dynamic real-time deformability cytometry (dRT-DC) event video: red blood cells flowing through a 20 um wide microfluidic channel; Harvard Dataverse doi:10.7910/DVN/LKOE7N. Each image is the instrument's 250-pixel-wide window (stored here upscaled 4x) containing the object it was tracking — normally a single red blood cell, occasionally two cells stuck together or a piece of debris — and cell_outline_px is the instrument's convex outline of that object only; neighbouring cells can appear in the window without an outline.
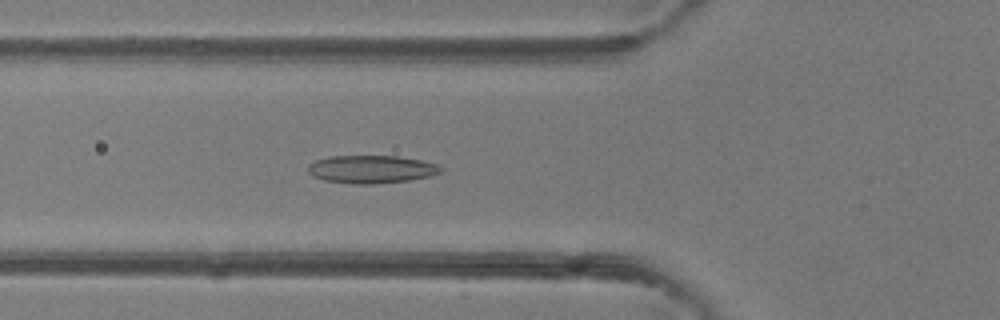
{"species": "common noctule bat (a hibernating species)", "species_latin": "Nyctalus noctula", "temperature_condition": "room temperature", "stored_images_in_passage": 49, "camera_frame_rate_fps": 3000, "um_per_image_px": 0.085, "animal": {"sex": "female"}, "frame": {"image": 1, "passage_image": 18, "time_ms": 5.667, "image_size_px": [1000, 320], "cell_outline_px": [[444, 168], [440, 172], [432, 176], [408, 180], [372, 184], [352, 184], [324, 180], [312, 176], [308, 172], [308, 164], [316, 160], [328, 156], [396, 156], [420, 160], [436, 164]], "centroid_in_image_um": [31.54, 14.39], "position_along_channel_um": 94.3, "area_um2": 21.62}}
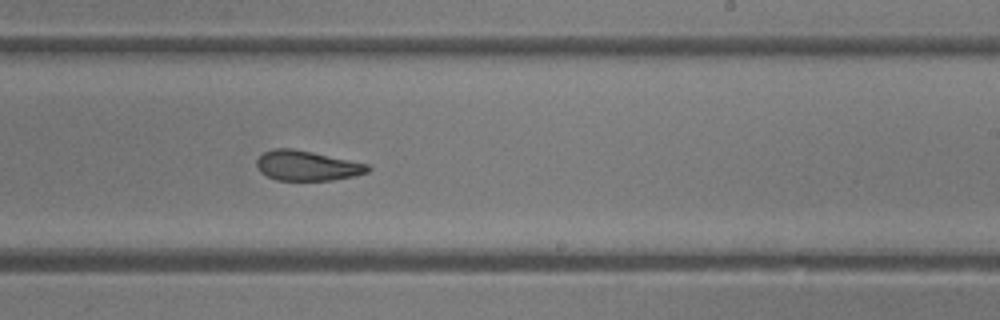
{"frame": {"image": 2, "passage_image": 30, "time_ms": 9.667, "image_size_px": [1000, 320], "cell_outline_px": [[372, 168], [368, 172], [356, 176], [332, 180], [276, 180], [260, 172], [256, 164], [256, 160], [264, 152], [276, 148], [292, 148], [312, 152], [368, 164]], "centroid_in_image_um": [26.11, 14.09], "position_along_channel_um": 262.9, "area_um2": 19.36}}
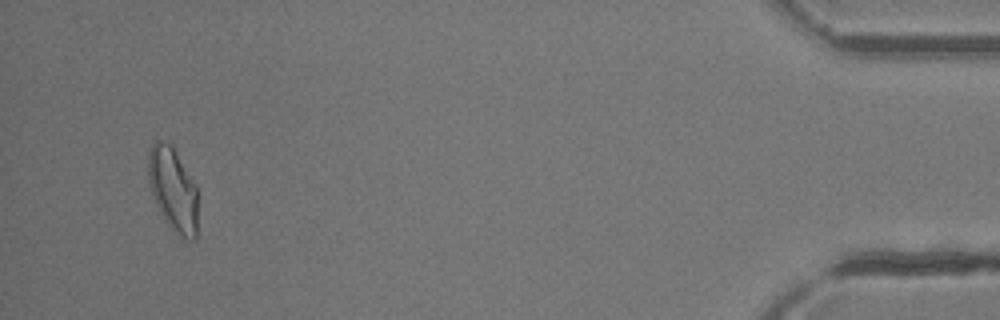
{"frame": {"image": 3, "passage_image": 47, "time_ms": 15.333, "image_size_px": [1000, 320], "cell_outline_px": [[196, 240], [192, 240], [180, 236], [168, 224], [160, 212], [156, 204], [148, 180], [148, 148], [156, 140], [160, 140], [172, 144], [196, 184]], "centroid_in_image_um": [14.69, 16.04], "position_along_channel_um": 420.5, "area_um2": 24.1}, "authors_computed_cell_mechanics": {"area_um2": 21.1548, "velocity_mm_per_s": 4.2158, "shape_relaxation_time_tau1_ms": null, "shape_relaxation_time_tau2_ms": 1.2989, "deformation_change_tau1": null, "deformation_change_tau2": 0.0792}}